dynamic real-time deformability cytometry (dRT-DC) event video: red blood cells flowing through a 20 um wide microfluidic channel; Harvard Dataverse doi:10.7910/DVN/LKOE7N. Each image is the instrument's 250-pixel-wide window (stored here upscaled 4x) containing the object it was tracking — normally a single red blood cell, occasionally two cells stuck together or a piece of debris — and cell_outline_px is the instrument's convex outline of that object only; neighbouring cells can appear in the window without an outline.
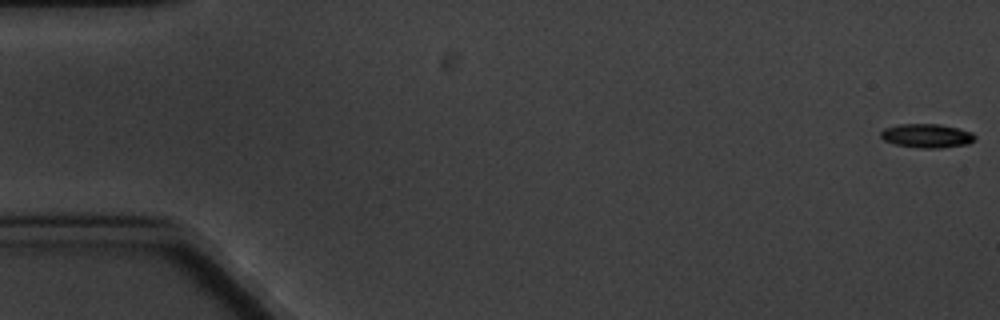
{"species": "common noctule bat (a hibernating species)", "species_latin": "Nyctalus noctula", "temperature_condition": "cold", "stored_images_in_passage": 6, "camera_frame_rate_fps": 3000, "um_per_image_px": 0.085, "animal": {"sex": "male", "body_mass_g": 20.1, "forearm_length_mm": 53.5}, "frame": {"image": 1, "passage_image": 1, "time_ms": 0.0, "image_size_px": [1000, 320], "cell_outline_px": [[976, 140], [968, 144], [940, 148], [920, 148], [896, 144], [884, 140], [880, 136], [880, 132], [884, 128], [900, 124], [940, 124], [972, 132], [976, 136]], "centroid_in_image_um": [78.79, 11.54], "position_along_channel_um": 6.2, "area_um2": 13.12}}